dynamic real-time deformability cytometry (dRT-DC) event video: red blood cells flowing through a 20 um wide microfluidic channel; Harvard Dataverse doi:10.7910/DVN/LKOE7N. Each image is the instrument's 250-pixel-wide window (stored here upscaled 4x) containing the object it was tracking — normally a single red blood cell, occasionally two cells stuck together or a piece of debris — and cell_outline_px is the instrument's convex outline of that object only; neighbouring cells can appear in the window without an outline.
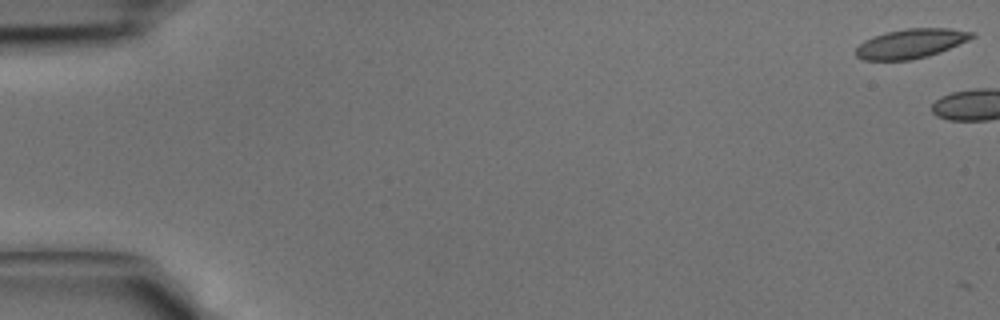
{"species": "common noctule bat (a hibernating species)", "species_latin": "Nyctalus noctula", "temperature_condition": "cold", "stored_images_in_passage": 2, "camera_frame_rate_fps": 3000, "um_per_image_px": 0.085, "animal": {"sex": "male", "body_mass_g": 15.6}, "frame": {"image": 1, "passage_image": 1, "time_ms": 0.0, "image_size_px": [1000, 320], "cell_outline_px": [[976, 36], [968, 40], [940, 52], [928, 56], [912, 60], [864, 60], [856, 56], [856, 48], [864, 40], [872, 36], [904, 28], [948, 28], [976, 32]], "centroid_in_image_um": [77.44, 3.69], "position_along_channel_um": 7.6, "area_um2": 19.94}}